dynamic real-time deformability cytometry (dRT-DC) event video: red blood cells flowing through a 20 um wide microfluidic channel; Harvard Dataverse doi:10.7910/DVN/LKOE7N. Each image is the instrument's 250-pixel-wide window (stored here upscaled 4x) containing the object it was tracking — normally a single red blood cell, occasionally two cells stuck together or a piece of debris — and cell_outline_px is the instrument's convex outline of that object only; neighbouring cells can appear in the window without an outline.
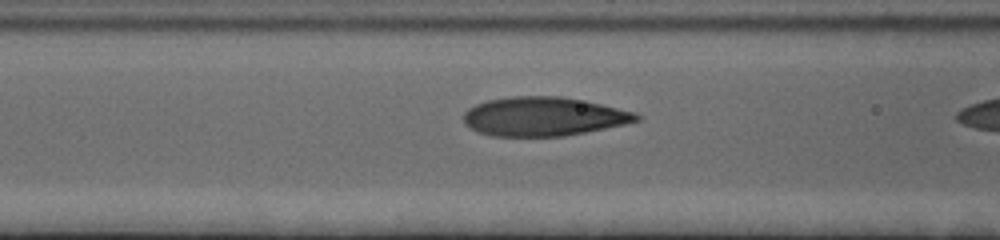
{"species": "human", "species_latin": "Homo sapiens", "temperature_condition": "cold", "stored_images_in_passage": 18, "camera_frame_rate_fps": 3000, "um_per_image_px": 0.085, "donor": {"sex": "female"}, "frame": {"image": 1, "passage_image": 13, "time_ms": 4.0, "image_size_px": [1000, 240], "cell_outline_px": [[640, 120], [624, 124], [564, 136], [492, 136], [476, 132], [464, 124], [464, 112], [468, 108], [476, 104], [488, 100], [512, 96], [560, 96], [600, 104], [636, 112], [640, 116]], "centroid_in_image_um": [46.16, 9.9], "position_along_channel_um": 120.4, "area_um2": 39.07}}
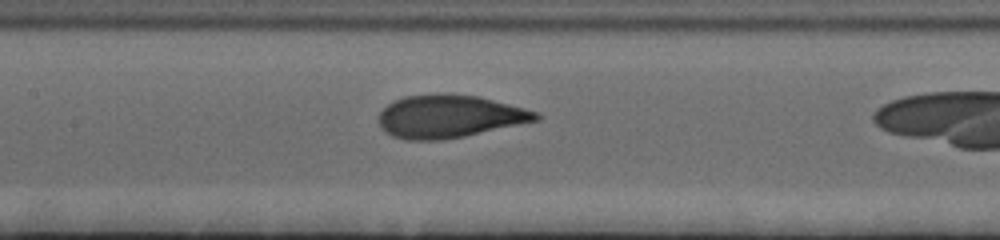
{"frame": {"image": 2, "passage_image": 17, "time_ms": 5.333, "image_size_px": [1000, 240], "cell_outline_px": [[540, 120], [464, 136], [444, 140], [408, 140], [392, 136], [384, 132], [380, 128], [380, 112], [388, 104], [404, 96], [480, 96], [540, 112]], "centroid_in_image_um": [38.23, 9.93], "position_along_channel_um": 169.2, "area_um2": 38.49}}